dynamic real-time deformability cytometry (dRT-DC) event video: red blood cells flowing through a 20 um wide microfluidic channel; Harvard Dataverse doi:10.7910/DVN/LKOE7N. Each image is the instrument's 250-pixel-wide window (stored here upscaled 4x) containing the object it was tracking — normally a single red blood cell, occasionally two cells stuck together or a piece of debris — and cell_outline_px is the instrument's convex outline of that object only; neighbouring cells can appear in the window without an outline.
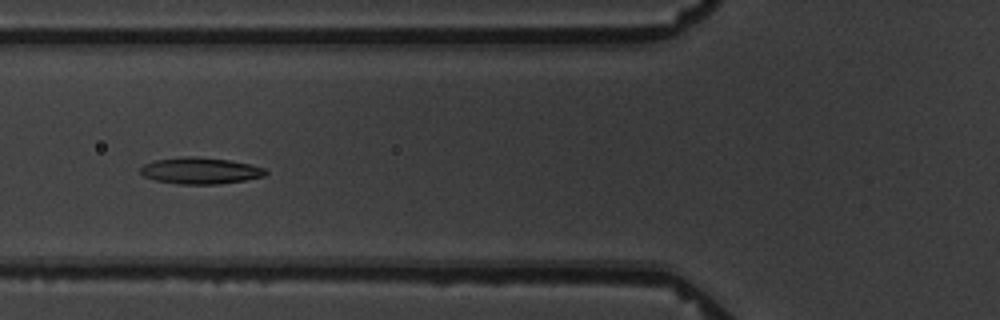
{"species": "common noctule bat (a hibernating species)", "species_latin": "Nyctalus noctula", "temperature_condition": "warm", "stored_images_in_passage": 9, "camera_frame_rate_fps": 3000, "um_per_image_px": 0.085, "animal": {"sex": "male", "body_mass_g": 19.5, "forearm_length_mm": 54.6}, "frame": {"image": 1, "passage_image": 6, "time_ms": 5.667, "image_size_px": [1000, 320], "cell_outline_px": [[268, 172], [264, 176], [244, 180], [216, 184], [180, 184], [156, 180], [144, 176], [140, 172], [140, 168], [144, 164], [156, 160], [180, 156], [196, 156], [228, 160], [252, 164], [264, 168]], "centroid_in_image_um": [17.02, 14.5], "position_along_channel_um": 108.8, "area_um2": 19.25}}
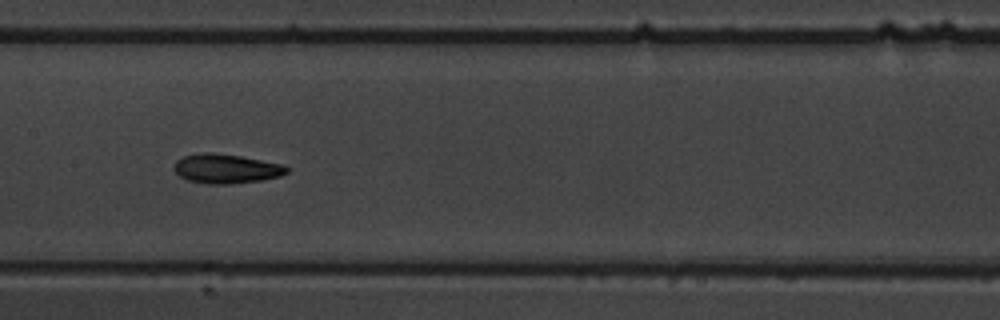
{"frame": {"image": 2, "passage_image": 8, "time_ms": 8.0, "image_size_px": [1000, 320], "cell_outline_px": [[288, 172], [280, 176], [260, 180], [228, 184], [208, 184], [188, 180], [180, 176], [172, 168], [176, 160], [184, 156], [204, 152], [212, 152], [240, 156], [284, 164], [288, 168]], "centroid_in_image_um": [19.21, 14.33], "position_along_channel_um": 188.2, "area_um2": 19.25}}
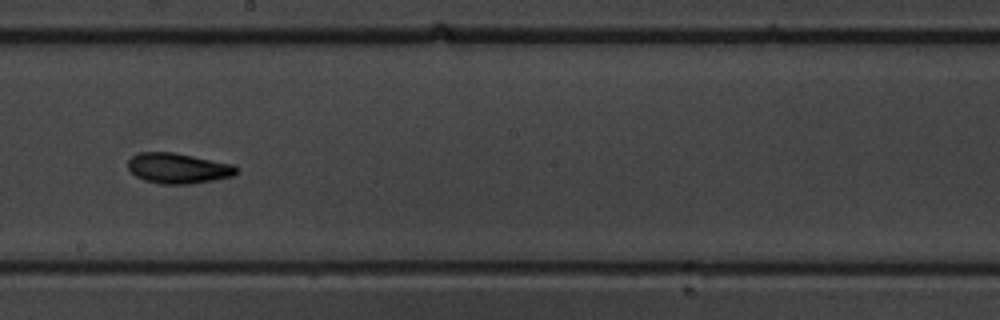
{"frame": {"image": 3, "passage_image": 9, "time_ms": 9.333, "image_size_px": [1000, 320], "cell_outline_px": [[236, 172], [232, 176], [212, 180], [188, 184], [160, 184], [144, 180], [136, 176], [128, 168], [128, 160], [132, 156], [140, 152], [172, 152], [232, 164], [236, 168]], "centroid_in_image_um": [15.08, 14.3], "position_along_channel_um": 233.1, "area_um2": 18.9}}